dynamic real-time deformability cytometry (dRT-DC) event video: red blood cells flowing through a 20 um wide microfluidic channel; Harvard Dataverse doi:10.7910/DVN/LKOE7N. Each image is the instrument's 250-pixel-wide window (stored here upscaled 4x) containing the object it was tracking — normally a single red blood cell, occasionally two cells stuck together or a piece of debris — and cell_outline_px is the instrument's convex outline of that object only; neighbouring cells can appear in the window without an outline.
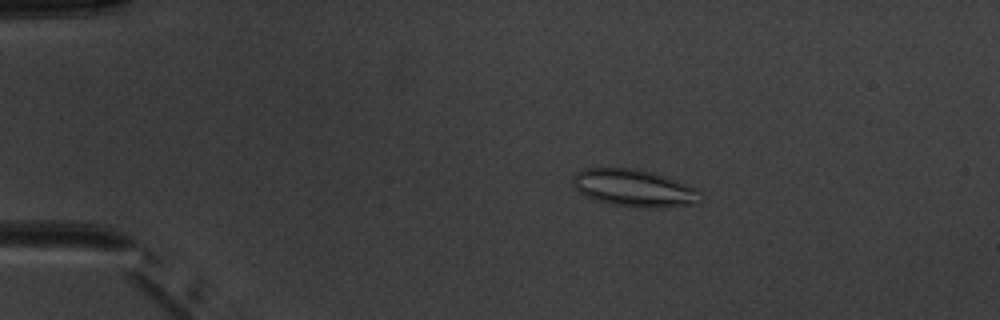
{"species": "common noctule bat (a hibernating species)", "species_latin": "Nyctalus noctula", "temperature_condition": "warm", "stored_images_in_passage": 4, "camera_frame_rate_fps": 3000, "um_per_image_px": 0.085, "animal": {"sex": "male", "body_mass_g": 20.1, "forearm_length_mm": 53.5}, "frame": {"image": 1, "passage_image": 3, "time_ms": 2.333, "image_size_px": [1000, 320], "cell_outline_px": [[696, 204], [656, 208], [636, 208], [612, 204], [596, 200], [580, 192], [572, 184], [572, 180], [576, 172], [584, 168], [636, 168], [652, 172], [676, 180], [692, 188]], "centroid_in_image_um": [53.77, 15.98], "position_along_channel_um": 31.2, "area_um2": 27.05}}